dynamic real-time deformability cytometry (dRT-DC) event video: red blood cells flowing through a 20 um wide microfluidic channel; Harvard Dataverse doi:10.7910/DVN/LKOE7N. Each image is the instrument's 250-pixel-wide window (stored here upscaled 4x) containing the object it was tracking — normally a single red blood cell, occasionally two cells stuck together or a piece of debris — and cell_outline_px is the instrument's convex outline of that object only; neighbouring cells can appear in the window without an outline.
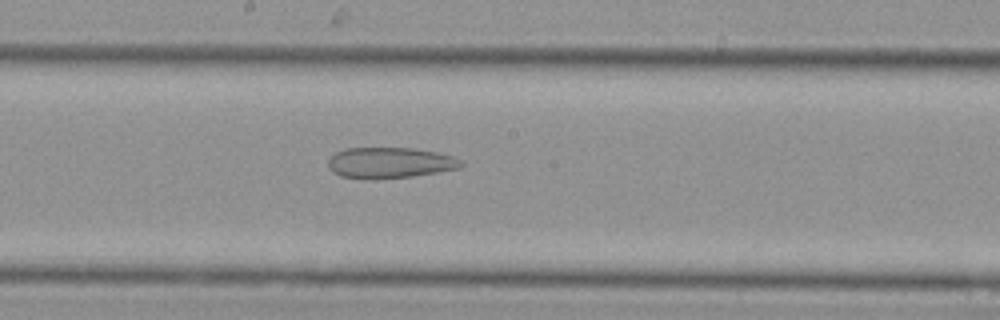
{"species": "Egyptian fruit bat (a non-hibernating species)", "species_latin": "Rousettus aegyptiacus", "temperature_condition": "cold", "stored_images_in_passage": 21, "camera_frame_rate_fps": 3000, "um_per_image_px": 0.085, "animal": {"sex": "female"}, "frame": {"image": 1, "passage_image": 15, "time_ms": 4.667, "image_size_px": [1000, 320], "cell_outline_px": [[464, 164], [460, 168], [440, 172], [412, 176], [376, 180], [340, 176], [332, 172], [328, 168], [328, 160], [336, 152], [344, 148], [412, 148], [436, 152], [452, 156], [464, 160]], "centroid_in_image_um": [33.15, 13.84], "position_along_channel_um": 215.1, "area_um2": 24.22}}